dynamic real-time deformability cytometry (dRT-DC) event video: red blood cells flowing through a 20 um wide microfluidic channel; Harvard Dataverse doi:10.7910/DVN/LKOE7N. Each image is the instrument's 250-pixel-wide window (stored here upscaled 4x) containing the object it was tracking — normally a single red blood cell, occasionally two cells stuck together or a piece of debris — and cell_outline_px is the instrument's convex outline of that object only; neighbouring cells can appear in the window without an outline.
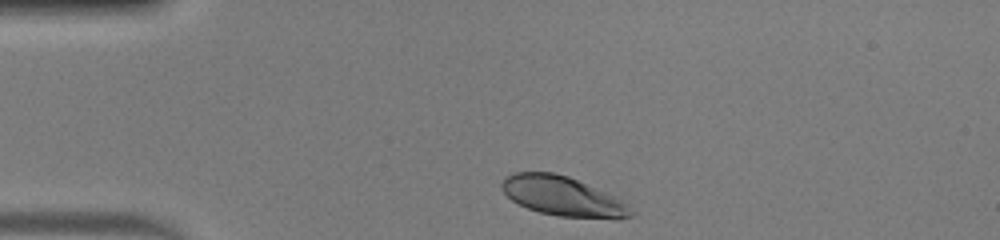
{"species": "human", "species_latin": "Homo sapiens", "temperature_condition": "warm", "stored_images_in_passage": 32, "camera_frame_rate_fps": 3000, "um_per_image_px": 0.085, "donor": {"sex": "male"}, "frame": {"image": 1, "passage_image": 1, "time_ms": 0.0, "image_size_px": [1000, 240], "cell_outline_px": [[636, 212], [632, 216], [616, 220], [556, 216], [540, 212], [528, 208], [512, 200], [500, 188], [500, 184], [504, 176], [512, 172], [552, 172], [568, 176], [612, 196], [620, 200]], "centroid_in_image_um": [47.81, 16.7], "position_along_channel_um": 37.2, "area_um2": 29.77}}
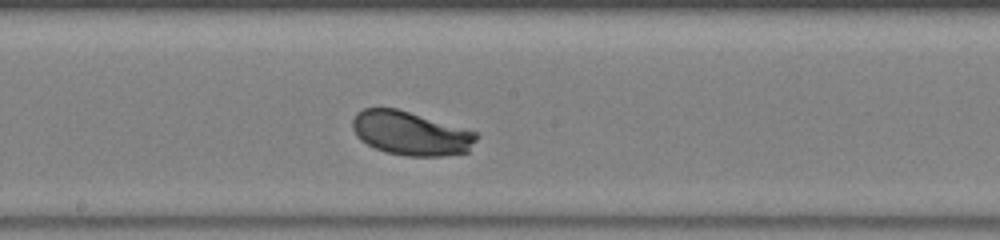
{"frame": {"image": 2, "passage_image": 17, "time_ms": 5.333, "image_size_px": [1000, 240], "cell_outline_px": [[480, 136], [468, 152], [444, 156], [408, 156], [384, 152], [360, 140], [356, 136], [352, 128], [352, 120], [356, 112], [364, 108], [396, 108], [476, 132]], "centroid_in_image_um": [34.9, 11.34], "position_along_channel_um": 213.3, "area_um2": 31.67}}
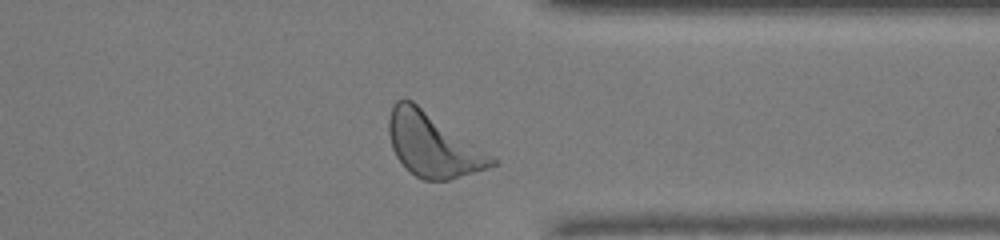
{"frame": {"image": 3, "passage_image": 29, "time_ms": 9.333, "image_size_px": [1000, 240], "cell_outline_px": [[496, 164], [488, 168], [448, 180], [424, 180], [416, 176], [396, 156], [392, 148], [388, 132], [388, 120], [392, 104], [396, 100], [412, 100], [492, 156], [496, 160]], "centroid_in_image_um": [36.75, 12.3], "position_along_channel_um": 374.6, "area_um2": 37.51}, "authors_computed_cell_mechanics": {"area_um2": 31.9634, "velocity_mm_per_s": 4.1095, "shape_relaxation_time_tau1_ms": 1.6137, "shape_relaxation_time_tau2_ms": null, "deformation_change_tau1": 0.1341, "deformation_change_tau2": null}}